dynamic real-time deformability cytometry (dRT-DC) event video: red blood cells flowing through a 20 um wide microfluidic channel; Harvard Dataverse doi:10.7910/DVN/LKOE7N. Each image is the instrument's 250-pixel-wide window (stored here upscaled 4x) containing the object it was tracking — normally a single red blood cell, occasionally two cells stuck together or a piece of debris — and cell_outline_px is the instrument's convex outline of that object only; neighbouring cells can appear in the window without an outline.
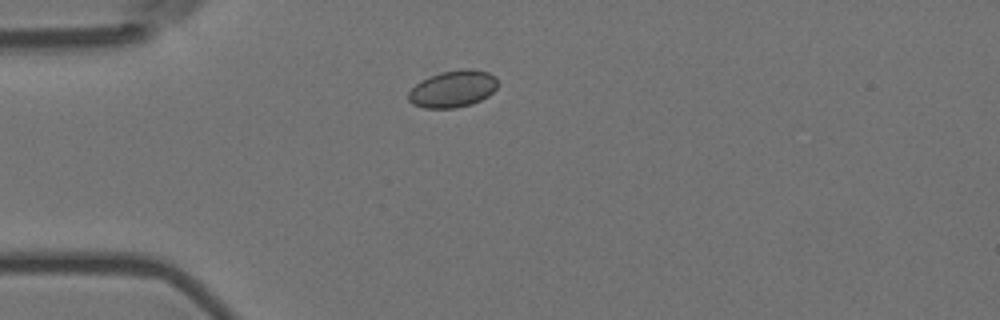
{"species": "Egyptian fruit bat (a non-hibernating species)", "species_latin": "Rousettus aegyptiacus", "temperature_condition": "room temperature", "stored_images_in_passage": 6, "camera_frame_rate_fps": 3000, "um_per_image_px": 0.085, "animal": {"sex": "female"}, "frame": {"image": 1, "passage_image": 1, "time_ms": 0.0, "image_size_px": [1000, 320], "cell_outline_px": [[496, 88], [488, 96], [472, 104], [456, 108], [424, 108], [412, 104], [408, 100], [408, 92], [420, 80], [440, 72], [464, 68], [472, 68], [488, 72], [496, 76]], "centroid_in_image_um": [38.48, 7.55], "position_along_channel_um": 46.5, "area_um2": 19.36}}
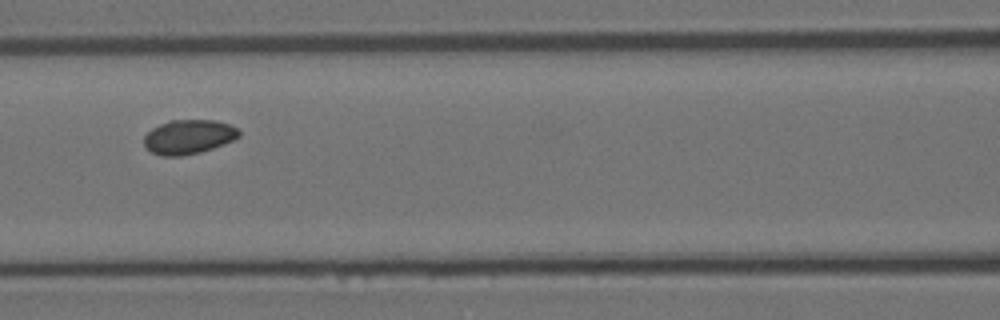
{"frame": {"image": 2, "passage_image": 4, "time_ms": 1.0, "image_size_px": [1000, 320], "cell_outline_px": [[240, 136], [224, 144], [200, 152], [180, 156], [160, 156], [152, 152], [144, 144], [144, 136], [152, 128], [160, 124], [172, 120], [216, 120], [228, 124], [236, 128], [240, 132]], "centroid_in_image_um": [16.02, 11.63], "position_along_channel_um": 150.6, "area_um2": 18.84}}
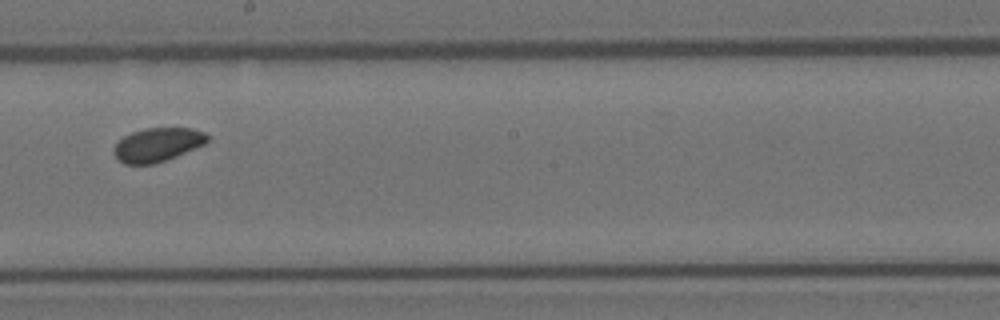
{"frame": {"image": 3, "passage_image": 6, "time_ms": 1.667, "image_size_px": [1000, 320], "cell_outline_px": [[208, 140], [204, 144], [176, 156], [152, 164], [124, 164], [116, 160], [112, 148], [124, 136], [132, 132], [144, 128], [192, 128], [204, 132], [208, 136]], "centroid_in_image_um": [13.35, 12.3], "position_along_channel_um": 234.9, "area_um2": 18.32}}